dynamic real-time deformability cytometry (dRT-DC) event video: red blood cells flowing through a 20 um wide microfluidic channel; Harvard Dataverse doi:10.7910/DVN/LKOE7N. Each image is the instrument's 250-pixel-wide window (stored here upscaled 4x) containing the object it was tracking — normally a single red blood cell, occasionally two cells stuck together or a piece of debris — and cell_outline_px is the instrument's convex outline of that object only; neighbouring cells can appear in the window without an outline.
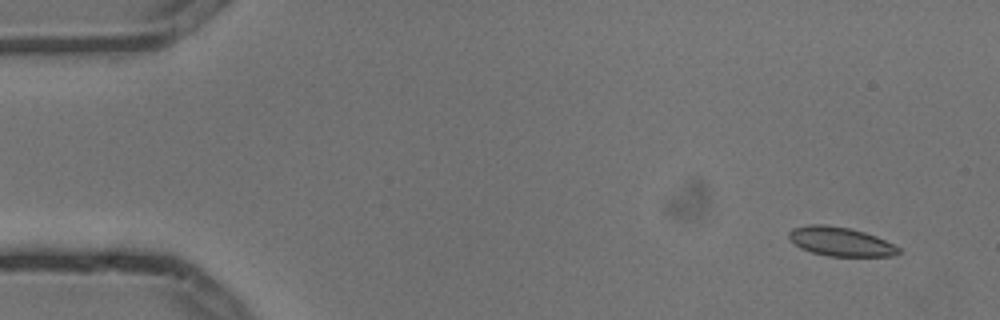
{"species": "common noctule bat (a hibernating species)", "species_latin": "Nyctalus noctula", "temperature_condition": "cold", "stored_images_in_passage": 6, "camera_frame_rate_fps": 3000, "um_per_image_px": 0.085, "animal": {"sex": "male", "body_mass_g": 13.3}, "frame": {"image": 1, "passage_image": 2, "time_ms": 0.333, "image_size_px": [1000, 320], "cell_outline_px": [[900, 252], [892, 256], [828, 256], [812, 252], [800, 248], [788, 236], [788, 232], [792, 228], [808, 224], [824, 224], [848, 228], [864, 232], [876, 236], [900, 248]], "centroid_in_image_um": [71.42, 20.53], "position_along_channel_um": 13.6, "area_um2": 18.38}}
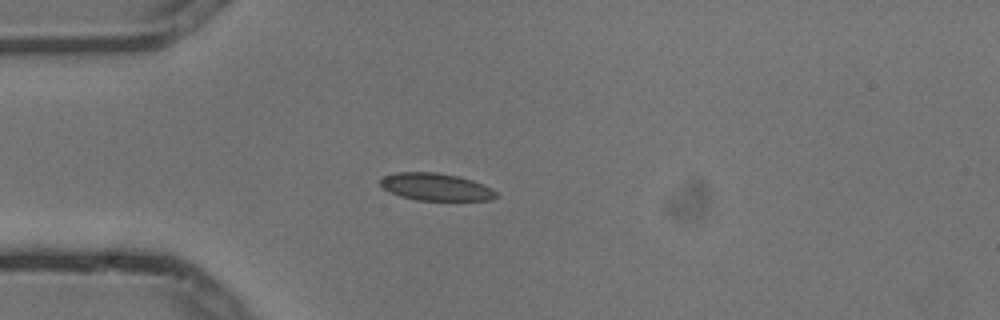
{"frame": {"image": 2, "passage_image": 5, "time_ms": 1.333, "image_size_px": [1000, 320], "cell_outline_px": [[496, 196], [488, 200], [416, 200], [400, 196], [388, 192], [380, 184], [380, 180], [384, 176], [396, 172], [436, 172], [460, 176], [472, 180], [492, 188], [496, 192]], "centroid_in_image_um": [37.02, 15.88], "position_along_channel_um": 48.0, "area_um2": 18.44}}